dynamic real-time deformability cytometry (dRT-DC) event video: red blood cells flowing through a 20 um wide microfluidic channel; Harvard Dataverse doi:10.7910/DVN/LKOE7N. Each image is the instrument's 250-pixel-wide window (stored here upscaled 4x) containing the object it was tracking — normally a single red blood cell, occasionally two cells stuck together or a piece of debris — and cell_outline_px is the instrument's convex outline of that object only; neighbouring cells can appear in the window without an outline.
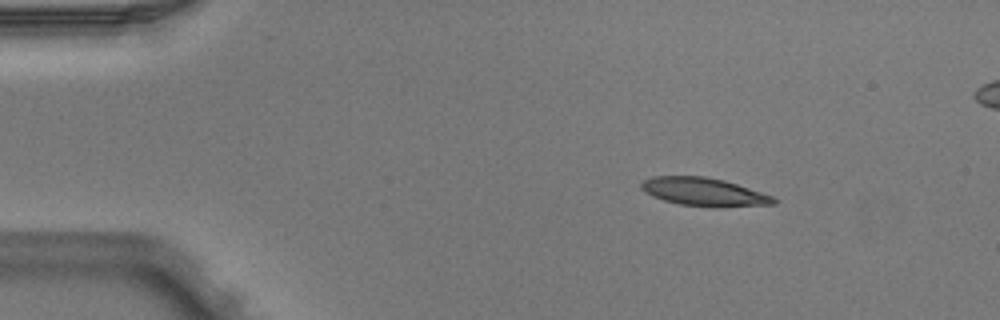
{"species": "Egyptian fruit bat (a non-hibernating species)", "species_latin": "Rousettus aegyptiacus", "temperature_condition": "warm", "stored_images_in_passage": 4, "camera_frame_rate_fps": 3000, "um_per_image_px": 0.085, "animal": {"sex": "male"}, "frame": {"image": 1, "passage_image": 1, "time_ms": 0.0, "image_size_px": [1000, 320], "cell_outline_px": [[780, 200], [776, 204], [716, 208], [712, 208], [680, 204], [664, 200], [640, 188], [640, 184], [644, 180], [652, 176], [704, 176], [724, 180], [772, 196]], "centroid_in_image_um": [59.89, 16.32], "position_along_channel_um": 25.1, "area_um2": 21.73}}